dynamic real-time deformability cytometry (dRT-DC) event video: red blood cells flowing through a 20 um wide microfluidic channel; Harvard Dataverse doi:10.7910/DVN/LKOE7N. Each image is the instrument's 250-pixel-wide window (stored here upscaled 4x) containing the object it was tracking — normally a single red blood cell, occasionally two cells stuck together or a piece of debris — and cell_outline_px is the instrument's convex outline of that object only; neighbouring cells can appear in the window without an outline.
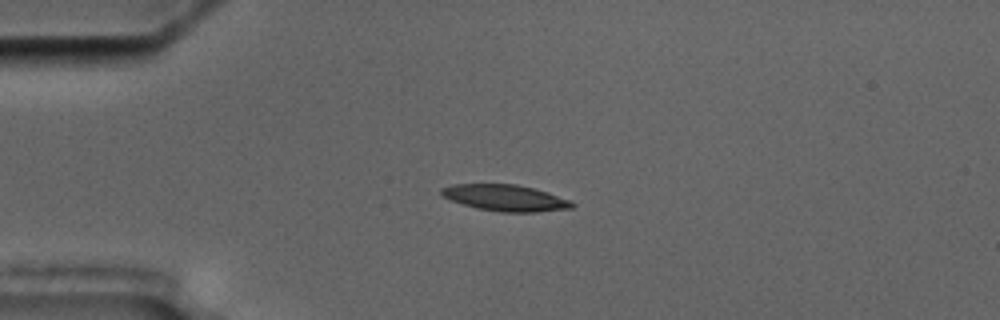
{"species": "common noctule bat (a hibernating species)", "species_latin": "Nyctalus noctula", "temperature_condition": "cold", "stored_images_in_passage": 9, "camera_frame_rate_fps": 3000, "um_per_image_px": 0.085, "animal": {"sex": "male", "body_mass_g": 17.5, "forearm_length_mm": 52.3}, "frame": {"image": 1, "passage_image": 3, "time_ms": 3.0, "image_size_px": [1000, 320], "cell_outline_px": [[576, 204], [572, 208], [536, 212], [500, 212], [476, 208], [440, 196], [440, 188], [452, 184], [516, 184], [548, 192], [572, 200]], "centroid_in_image_um": [42.96, 16.82], "position_along_channel_um": 42.0, "area_um2": 20.17}}
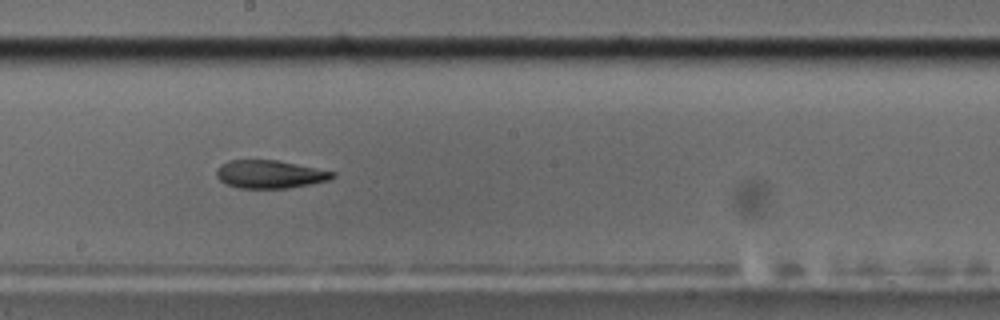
{"frame": {"image": 2, "passage_image": 8, "time_ms": 9.0, "image_size_px": [1000, 320], "cell_outline_px": [[336, 176], [328, 180], [288, 188], [240, 188], [228, 184], [220, 180], [216, 176], [216, 172], [220, 164], [228, 160], [276, 160], [336, 172]], "centroid_in_image_um": [22.92, 14.8], "position_along_channel_um": 225.3, "area_um2": 18.79}}
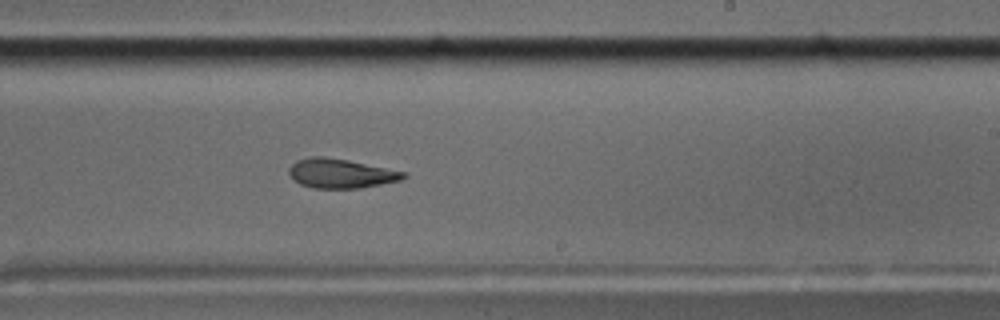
{"frame": {"image": 3, "passage_image": 9, "time_ms": 10.0, "image_size_px": [1000, 320], "cell_outline_px": [[408, 176], [400, 180], [360, 188], [312, 188], [300, 184], [292, 180], [288, 172], [288, 168], [296, 160], [312, 156], [320, 156], [348, 160], [404, 172]], "centroid_in_image_um": [28.9, 14.74], "position_along_channel_um": 260.1, "area_um2": 19.48}}